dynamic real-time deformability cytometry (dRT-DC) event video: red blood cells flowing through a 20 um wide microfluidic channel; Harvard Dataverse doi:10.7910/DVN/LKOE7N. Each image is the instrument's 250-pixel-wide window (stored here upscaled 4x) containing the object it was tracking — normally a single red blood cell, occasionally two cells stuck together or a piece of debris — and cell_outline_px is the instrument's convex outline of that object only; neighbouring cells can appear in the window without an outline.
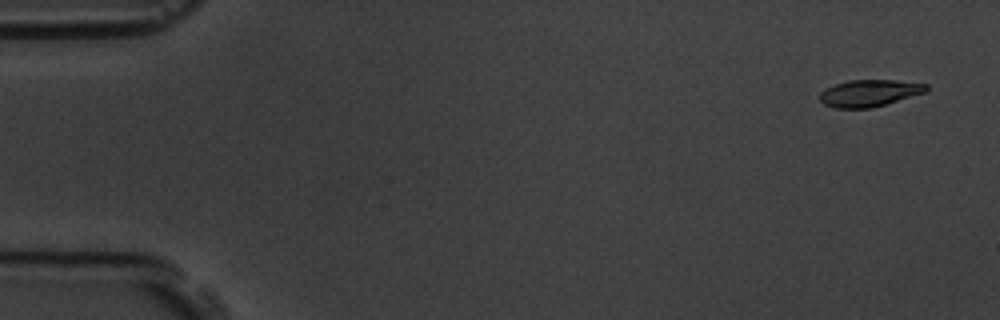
{"species": "common noctule bat (a hibernating species)", "species_latin": "Nyctalus noctula", "temperature_condition": "room temperature", "stored_images_in_passage": 4, "camera_frame_rate_fps": 3000, "um_per_image_px": 0.085, "animal": {"sex": "male", "body_mass_g": 19.5, "forearm_length_mm": 54.6}, "frame": {"image": 1, "passage_image": 1, "time_ms": 0.0, "image_size_px": [1000, 320], "cell_outline_px": [[928, 88], [924, 92], [872, 108], [832, 108], [824, 104], [820, 100], [820, 92], [824, 88], [848, 80], [896, 80], [928, 84]], "centroid_in_image_um": [73.85, 7.91], "position_along_channel_um": 11.2, "area_um2": 16.59}}
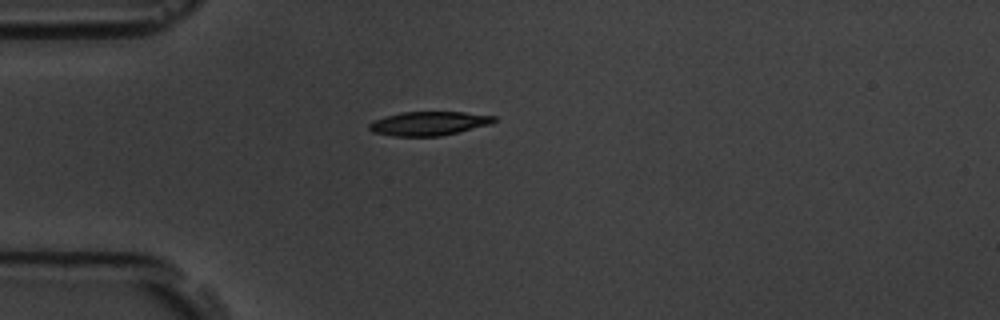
{"frame": {"image": 2, "passage_image": 4, "time_ms": 4.333, "image_size_px": [1000, 320], "cell_outline_px": [[496, 120], [492, 124], [440, 136], [392, 136], [372, 132], [368, 128], [368, 124], [372, 120], [384, 116], [404, 112], [464, 112], [496, 116]], "centroid_in_image_um": [36.42, 10.49], "position_along_channel_um": 48.6, "area_um2": 17.51}}